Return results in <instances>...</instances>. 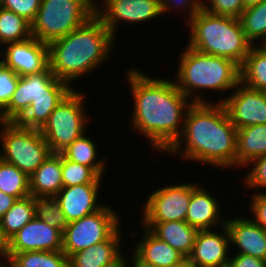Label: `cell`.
Listing matches in <instances>:
<instances>
[{"label":"cell","mask_w":266,"mask_h":267,"mask_svg":"<svg viewBox=\"0 0 266 267\" xmlns=\"http://www.w3.org/2000/svg\"><path fill=\"white\" fill-rule=\"evenodd\" d=\"M127 80L134 97L133 129L144 134L156 151L167 152L181 136L185 114L193 102L175 81L150 77L137 68L129 69Z\"/></svg>","instance_id":"cell-1"},{"label":"cell","mask_w":266,"mask_h":267,"mask_svg":"<svg viewBox=\"0 0 266 267\" xmlns=\"http://www.w3.org/2000/svg\"><path fill=\"white\" fill-rule=\"evenodd\" d=\"M178 151L186 160L236 167L237 128L222 103H193L188 108L182 134L166 153L175 156Z\"/></svg>","instance_id":"cell-2"},{"label":"cell","mask_w":266,"mask_h":267,"mask_svg":"<svg viewBox=\"0 0 266 267\" xmlns=\"http://www.w3.org/2000/svg\"><path fill=\"white\" fill-rule=\"evenodd\" d=\"M114 39L95 14L66 36L47 44L49 69L57 79L71 86L109 59Z\"/></svg>","instance_id":"cell-3"},{"label":"cell","mask_w":266,"mask_h":267,"mask_svg":"<svg viewBox=\"0 0 266 267\" xmlns=\"http://www.w3.org/2000/svg\"><path fill=\"white\" fill-rule=\"evenodd\" d=\"M179 57L175 83L190 101L193 96V103H208L197 90L234 91L240 83V66L228 58L201 53L189 46Z\"/></svg>","instance_id":"cell-4"},{"label":"cell","mask_w":266,"mask_h":267,"mask_svg":"<svg viewBox=\"0 0 266 267\" xmlns=\"http://www.w3.org/2000/svg\"><path fill=\"white\" fill-rule=\"evenodd\" d=\"M188 22L187 45L201 53L228 58L241 66L253 46L238 18L215 15L201 8Z\"/></svg>","instance_id":"cell-5"},{"label":"cell","mask_w":266,"mask_h":267,"mask_svg":"<svg viewBox=\"0 0 266 267\" xmlns=\"http://www.w3.org/2000/svg\"><path fill=\"white\" fill-rule=\"evenodd\" d=\"M96 3L93 0H41L31 23L32 37L49 44L66 36L95 15Z\"/></svg>","instance_id":"cell-6"},{"label":"cell","mask_w":266,"mask_h":267,"mask_svg":"<svg viewBox=\"0 0 266 267\" xmlns=\"http://www.w3.org/2000/svg\"><path fill=\"white\" fill-rule=\"evenodd\" d=\"M0 142L3 150L0 158L28 176L52 153L39 129L25 128L17 122H7L2 126Z\"/></svg>","instance_id":"cell-7"},{"label":"cell","mask_w":266,"mask_h":267,"mask_svg":"<svg viewBox=\"0 0 266 267\" xmlns=\"http://www.w3.org/2000/svg\"><path fill=\"white\" fill-rule=\"evenodd\" d=\"M84 98V94L73 89L40 129L52 153L60 154L86 132L88 116L84 111Z\"/></svg>","instance_id":"cell-8"},{"label":"cell","mask_w":266,"mask_h":267,"mask_svg":"<svg viewBox=\"0 0 266 267\" xmlns=\"http://www.w3.org/2000/svg\"><path fill=\"white\" fill-rule=\"evenodd\" d=\"M118 213L104 205L100 210L70 222L62 234V251L69 257L105 241L119 226Z\"/></svg>","instance_id":"cell-9"},{"label":"cell","mask_w":266,"mask_h":267,"mask_svg":"<svg viewBox=\"0 0 266 267\" xmlns=\"http://www.w3.org/2000/svg\"><path fill=\"white\" fill-rule=\"evenodd\" d=\"M74 88L57 79L47 66L43 71L20 76L9 104L3 109L8 122H17L39 95H68Z\"/></svg>","instance_id":"cell-10"},{"label":"cell","mask_w":266,"mask_h":267,"mask_svg":"<svg viewBox=\"0 0 266 267\" xmlns=\"http://www.w3.org/2000/svg\"><path fill=\"white\" fill-rule=\"evenodd\" d=\"M191 196V184H176L153 191L143 206L142 227L155 223L186 221Z\"/></svg>","instance_id":"cell-11"},{"label":"cell","mask_w":266,"mask_h":267,"mask_svg":"<svg viewBox=\"0 0 266 267\" xmlns=\"http://www.w3.org/2000/svg\"><path fill=\"white\" fill-rule=\"evenodd\" d=\"M227 111L232 124L238 129L266 124V93L251 89L241 82L235 92L219 100Z\"/></svg>","instance_id":"cell-12"},{"label":"cell","mask_w":266,"mask_h":267,"mask_svg":"<svg viewBox=\"0 0 266 267\" xmlns=\"http://www.w3.org/2000/svg\"><path fill=\"white\" fill-rule=\"evenodd\" d=\"M102 2L100 7L96 3L95 14L114 37L117 32L116 27L121 21L140 23L162 15L160 0H102Z\"/></svg>","instance_id":"cell-13"},{"label":"cell","mask_w":266,"mask_h":267,"mask_svg":"<svg viewBox=\"0 0 266 267\" xmlns=\"http://www.w3.org/2000/svg\"><path fill=\"white\" fill-rule=\"evenodd\" d=\"M62 234L34 217L7 241V253L62 250Z\"/></svg>","instance_id":"cell-14"},{"label":"cell","mask_w":266,"mask_h":267,"mask_svg":"<svg viewBox=\"0 0 266 267\" xmlns=\"http://www.w3.org/2000/svg\"><path fill=\"white\" fill-rule=\"evenodd\" d=\"M1 54L4 58L0 61L19 76L38 73L48 66L47 44L33 37L6 44Z\"/></svg>","instance_id":"cell-15"},{"label":"cell","mask_w":266,"mask_h":267,"mask_svg":"<svg viewBox=\"0 0 266 267\" xmlns=\"http://www.w3.org/2000/svg\"><path fill=\"white\" fill-rule=\"evenodd\" d=\"M221 231L199 230L187 261L195 267H228L230 236L225 225Z\"/></svg>","instance_id":"cell-16"},{"label":"cell","mask_w":266,"mask_h":267,"mask_svg":"<svg viewBox=\"0 0 266 267\" xmlns=\"http://www.w3.org/2000/svg\"><path fill=\"white\" fill-rule=\"evenodd\" d=\"M101 184H79L63 187L55 196L68 223L79 220L100 210L104 205L97 204Z\"/></svg>","instance_id":"cell-17"},{"label":"cell","mask_w":266,"mask_h":267,"mask_svg":"<svg viewBox=\"0 0 266 267\" xmlns=\"http://www.w3.org/2000/svg\"><path fill=\"white\" fill-rule=\"evenodd\" d=\"M251 218L253 217H234L225 220L230 243L237 245L238 254H247L266 261V231Z\"/></svg>","instance_id":"cell-18"},{"label":"cell","mask_w":266,"mask_h":267,"mask_svg":"<svg viewBox=\"0 0 266 267\" xmlns=\"http://www.w3.org/2000/svg\"><path fill=\"white\" fill-rule=\"evenodd\" d=\"M121 226L105 241L92 245L68 257V267H110L125 255L121 252Z\"/></svg>","instance_id":"cell-19"},{"label":"cell","mask_w":266,"mask_h":267,"mask_svg":"<svg viewBox=\"0 0 266 267\" xmlns=\"http://www.w3.org/2000/svg\"><path fill=\"white\" fill-rule=\"evenodd\" d=\"M219 206L213 195L197 183L191 182V196L186 216V222L190 226L198 230H210L219 224L222 228L226 221L220 216Z\"/></svg>","instance_id":"cell-20"},{"label":"cell","mask_w":266,"mask_h":267,"mask_svg":"<svg viewBox=\"0 0 266 267\" xmlns=\"http://www.w3.org/2000/svg\"><path fill=\"white\" fill-rule=\"evenodd\" d=\"M140 242L133 248L135 253L156 267H178L187 259L165 241L155 236L146 227L143 228Z\"/></svg>","instance_id":"cell-21"},{"label":"cell","mask_w":266,"mask_h":267,"mask_svg":"<svg viewBox=\"0 0 266 267\" xmlns=\"http://www.w3.org/2000/svg\"><path fill=\"white\" fill-rule=\"evenodd\" d=\"M30 195L33 197H55L63 188L62 155L51 153L29 176Z\"/></svg>","instance_id":"cell-22"},{"label":"cell","mask_w":266,"mask_h":267,"mask_svg":"<svg viewBox=\"0 0 266 267\" xmlns=\"http://www.w3.org/2000/svg\"><path fill=\"white\" fill-rule=\"evenodd\" d=\"M155 236L165 241L181 253L186 259L190 256L195 244L198 229L186 221H167L155 223L149 229Z\"/></svg>","instance_id":"cell-23"},{"label":"cell","mask_w":266,"mask_h":267,"mask_svg":"<svg viewBox=\"0 0 266 267\" xmlns=\"http://www.w3.org/2000/svg\"><path fill=\"white\" fill-rule=\"evenodd\" d=\"M266 155V124L242 127L237 130L236 168Z\"/></svg>","instance_id":"cell-24"},{"label":"cell","mask_w":266,"mask_h":267,"mask_svg":"<svg viewBox=\"0 0 266 267\" xmlns=\"http://www.w3.org/2000/svg\"><path fill=\"white\" fill-rule=\"evenodd\" d=\"M240 82L245 86L266 91V49L253 45L240 66Z\"/></svg>","instance_id":"cell-25"},{"label":"cell","mask_w":266,"mask_h":267,"mask_svg":"<svg viewBox=\"0 0 266 267\" xmlns=\"http://www.w3.org/2000/svg\"><path fill=\"white\" fill-rule=\"evenodd\" d=\"M35 217L34 197L18 199L0 220V233L7 242Z\"/></svg>","instance_id":"cell-26"},{"label":"cell","mask_w":266,"mask_h":267,"mask_svg":"<svg viewBox=\"0 0 266 267\" xmlns=\"http://www.w3.org/2000/svg\"><path fill=\"white\" fill-rule=\"evenodd\" d=\"M95 142L83 134L70 144L60 154L72 162L91 167L100 177H103L105 171V160L95 161L97 158V151Z\"/></svg>","instance_id":"cell-27"},{"label":"cell","mask_w":266,"mask_h":267,"mask_svg":"<svg viewBox=\"0 0 266 267\" xmlns=\"http://www.w3.org/2000/svg\"><path fill=\"white\" fill-rule=\"evenodd\" d=\"M67 95H39L32 101L25 114L17 123L25 128L41 129L51 112Z\"/></svg>","instance_id":"cell-28"},{"label":"cell","mask_w":266,"mask_h":267,"mask_svg":"<svg viewBox=\"0 0 266 267\" xmlns=\"http://www.w3.org/2000/svg\"><path fill=\"white\" fill-rule=\"evenodd\" d=\"M14 267H68V257L62 250L7 253Z\"/></svg>","instance_id":"cell-29"},{"label":"cell","mask_w":266,"mask_h":267,"mask_svg":"<svg viewBox=\"0 0 266 267\" xmlns=\"http://www.w3.org/2000/svg\"><path fill=\"white\" fill-rule=\"evenodd\" d=\"M31 23L22 16L0 7V44L20 42L31 38ZM1 46V45H0Z\"/></svg>","instance_id":"cell-30"},{"label":"cell","mask_w":266,"mask_h":267,"mask_svg":"<svg viewBox=\"0 0 266 267\" xmlns=\"http://www.w3.org/2000/svg\"><path fill=\"white\" fill-rule=\"evenodd\" d=\"M0 191L17 200L30 196L29 176L0 158Z\"/></svg>","instance_id":"cell-31"},{"label":"cell","mask_w":266,"mask_h":267,"mask_svg":"<svg viewBox=\"0 0 266 267\" xmlns=\"http://www.w3.org/2000/svg\"><path fill=\"white\" fill-rule=\"evenodd\" d=\"M246 38L254 45L260 39L266 41V0L246 8L239 17Z\"/></svg>","instance_id":"cell-32"},{"label":"cell","mask_w":266,"mask_h":267,"mask_svg":"<svg viewBox=\"0 0 266 267\" xmlns=\"http://www.w3.org/2000/svg\"><path fill=\"white\" fill-rule=\"evenodd\" d=\"M35 217L62 232L69 224L56 197H34Z\"/></svg>","instance_id":"cell-33"},{"label":"cell","mask_w":266,"mask_h":267,"mask_svg":"<svg viewBox=\"0 0 266 267\" xmlns=\"http://www.w3.org/2000/svg\"><path fill=\"white\" fill-rule=\"evenodd\" d=\"M63 187L79 184H101L100 177L91 167L72 162L62 156Z\"/></svg>","instance_id":"cell-34"},{"label":"cell","mask_w":266,"mask_h":267,"mask_svg":"<svg viewBox=\"0 0 266 267\" xmlns=\"http://www.w3.org/2000/svg\"><path fill=\"white\" fill-rule=\"evenodd\" d=\"M202 8L215 15L238 19L245 10L242 0H207L205 4H202Z\"/></svg>","instance_id":"cell-35"},{"label":"cell","mask_w":266,"mask_h":267,"mask_svg":"<svg viewBox=\"0 0 266 267\" xmlns=\"http://www.w3.org/2000/svg\"><path fill=\"white\" fill-rule=\"evenodd\" d=\"M20 76L0 61V108L3 110L16 90Z\"/></svg>","instance_id":"cell-36"},{"label":"cell","mask_w":266,"mask_h":267,"mask_svg":"<svg viewBox=\"0 0 266 267\" xmlns=\"http://www.w3.org/2000/svg\"><path fill=\"white\" fill-rule=\"evenodd\" d=\"M41 0H0V7L22 16L32 23L40 8Z\"/></svg>","instance_id":"cell-37"},{"label":"cell","mask_w":266,"mask_h":267,"mask_svg":"<svg viewBox=\"0 0 266 267\" xmlns=\"http://www.w3.org/2000/svg\"><path fill=\"white\" fill-rule=\"evenodd\" d=\"M253 167L244 177L245 187L250 188H266V155L253 159L250 163Z\"/></svg>","instance_id":"cell-38"},{"label":"cell","mask_w":266,"mask_h":267,"mask_svg":"<svg viewBox=\"0 0 266 267\" xmlns=\"http://www.w3.org/2000/svg\"><path fill=\"white\" fill-rule=\"evenodd\" d=\"M161 1V9H162V14L165 12L167 13L171 9L175 10L174 8L176 7L184 9V11L187 10V15L189 18L186 21H189L194 15H196L200 9L202 8V4L198 0H160ZM174 2V4H173Z\"/></svg>","instance_id":"cell-39"},{"label":"cell","mask_w":266,"mask_h":267,"mask_svg":"<svg viewBox=\"0 0 266 267\" xmlns=\"http://www.w3.org/2000/svg\"><path fill=\"white\" fill-rule=\"evenodd\" d=\"M251 197L249 211L254 215L252 220L266 231V193H254Z\"/></svg>","instance_id":"cell-40"},{"label":"cell","mask_w":266,"mask_h":267,"mask_svg":"<svg viewBox=\"0 0 266 267\" xmlns=\"http://www.w3.org/2000/svg\"><path fill=\"white\" fill-rule=\"evenodd\" d=\"M228 267H266V261L247 254L232 253Z\"/></svg>","instance_id":"cell-41"},{"label":"cell","mask_w":266,"mask_h":267,"mask_svg":"<svg viewBox=\"0 0 266 267\" xmlns=\"http://www.w3.org/2000/svg\"><path fill=\"white\" fill-rule=\"evenodd\" d=\"M16 201L15 197L0 191V220Z\"/></svg>","instance_id":"cell-42"},{"label":"cell","mask_w":266,"mask_h":267,"mask_svg":"<svg viewBox=\"0 0 266 267\" xmlns=\"http://www.w3.org/2000/svg\"><path fill=\"white\" fill-rule=\"evenodd\" d=\"M133 256H131L133 259H131L132 263V267H156L153 264H151L150 262L145 261L144 259L140 258L135 252L134 254H132Z\"/></svg>","instance_id":"cell-43"},{"label":"cell","mask_w":266,"mask_h":267,"mask_svg":"<svg viewBox=\"0 0 266 267\" xmlns=\"http://www.w3.org/2000/svg\"><path fill=\"white\" fill-rule=\"evenodd\" d=\"M0 256L2 260L7 257V242L2 238L0 233Z\"/></svg>","instance_id":"cell-44"},{"label":"cell","mask_w":266,"mask_h":267,"mask_svg":"<svg viewBox=\"0 0 266 267\" xmlns=\"http://www.w3.org/2000/svg\"><path fill=\"white\" fill-rule=\"evenodd\" d=\"M244 9L249 8L251 6L257 5L263 0H242Z\"/></svg>","instance_id":"cell-45"},{"label":"cell","mask_w":266,"mask_h":267,"mask_svg":"<svg viewBox=\"0 0 266 267\" xmlns=\"http://www.w3.org/2000/svg\"><path fill=\"white\" fill-rule=\"evenodd\" d=\"M4 261L5 263L3 264ZM0 267H14V265L12 263V260L9 257H6L3 261H0Z\"/></svg>","instance_id":"cell-46"},{"label":"cell","mask_w":266,"mask_h":267,"mask_svg":"<svg viewBox=\"0 0 266 267\" xmlns=\"http://www.w3.org/2000/svg\"><path fill=\"white\" fill-rule=\"evenodd\" d=\"M110 267H128V263L126 262V257H123L118 263H116Z\"/></svg>","instance_id":"cell-47"},{"label":"cell","mask_w":266,"mask_h":267,"mask_svg":"<svg viewBox=\"0 0 266 267\" xmlns=\"http://www.w3.org/2000/svg\"><path fill=\"white\" fill-rule=\"evenodd\" d=\"M8 121L6 120L3 110L0 108V127H2L3 125H5Z\"/></svg>","instance_id":"cell-48"},{"label":"cell","mask_w":266,"mask_h":267,"mask_svg":"<svg viewBox=\"0 0 266 267\" xmlns=\"http://www.w3.org/2000/svg\"><path fill=\"white\" fill-rule=\"evenodd\" d=\"M178 267H195L193 264H190L187 260L181 264L180 266Z\"/></svg>","instance_id":"cell-49"},{"label":"cell","mask_w":266,"mask_h":267,"mask_svg":"<svg viewBox=\"0 0 266 267\" xmlns=\"http://www.w3.org/2000/svg\"><path fill=\"white\" fill-rule=\"evenodd\" d=\"M261 45L266 49V41Z\"/></svg>","instance_id":"cell-50"},{"label":"cell","mask_w":266,"mask_h":267,"mask_svg":"<svg viewBox=\"0 0 266 267\" xmlns=\"http://www.w3.org/2000/svg\"><path fill=\"white\" fill-rule=\"evenodd\" d=\"M201 4L205 3V0H198ZM204 1V2H203Z\"/></svg>","instance_id":"cell-51"}]
</instances>
